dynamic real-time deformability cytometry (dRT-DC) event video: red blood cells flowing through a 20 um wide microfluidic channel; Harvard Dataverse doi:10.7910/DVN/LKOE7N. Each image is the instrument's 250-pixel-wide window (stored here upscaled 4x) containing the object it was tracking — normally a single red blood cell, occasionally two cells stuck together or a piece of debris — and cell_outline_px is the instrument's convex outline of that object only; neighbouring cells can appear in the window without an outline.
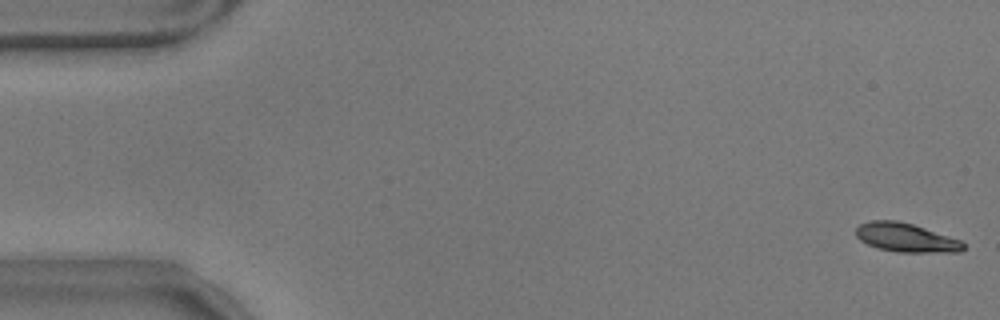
{"species": "common noctule bat (a hibernating species)", "species_latin": "Nyctalus noctula", "temperature_condition": "warm", "stored_images_in_passage": 57, "camera_frame_rate_fps": 3000, "um_per_image_px": 0.085, "animal": {"sex": "male", "body_mass_g": 17.9}, "frame": {"image": 1, "passage_image": 1, "time_ms": 0.0, "image_size_px": [1000, 320], "cell_outline_px": [[964, 248], [960, 252], [900, 252], [876, 248], [860, 240], [856, 236], [856, 228], [860, 224], [872, 220], [896, 220], [912, 224], [960, 240], [964, 244]], "centroid_in_image_um": [76.98, 20.2], "position_along_channel_um": 8.0, "area_um2": 17.86}}
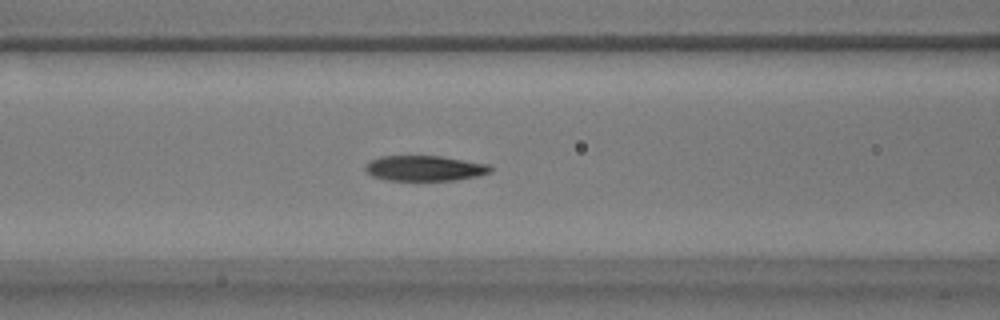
{"frame": {"image": 2, "passage_image": 23, "time_ms": 7.333, "image_size_px": [1000, 320], "cell_outline_px": [[492, 172], [480, 176], [456, 180], [388, 180], [372, 176], [364, 168], [364, 164], [368, 160], [380, 156], [440, 156], [488, 164], [492, 168]], "centroid_in_image_um": [36.09, 14.3], "position_along_channel_um": 130.5, "area_um2": 18.61}}
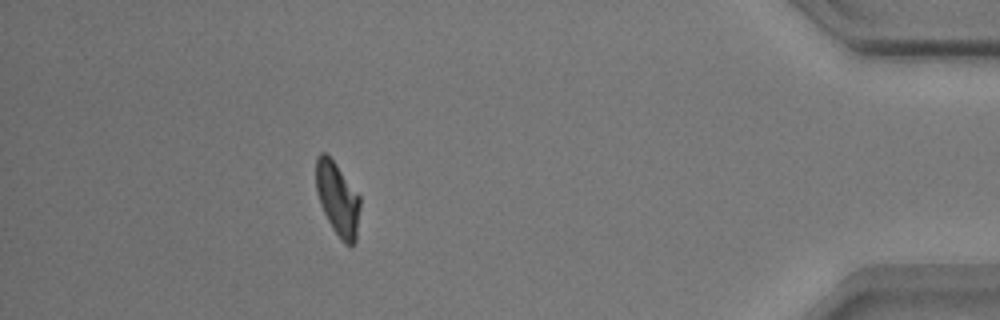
{"frame": {"image": 3, "passage_image": 51, "time_ms": 16.667, "image_size_px": [1000, 320], "cell_outline_px": [[360, 208], [356, 244], [344, 244], [332, 228], [320, 204], [316, 192], [316, 156], [320, 152], [324, 152], [336, 164], [360, 196]], "centroid_in_image_um": [28.7, 16.92], "position_along_channel_um": 406.5, "area_um2": 18.84}, "authors_computed_cell_mechanics": {"area_um2": 18.9584, "velocity_mm_per_s": 3.5149, "shape_relaxation_time_tau1_ms": 4.3938, "shape_relaxation_time_tau2_ms": 2.5324, "deformation_change_tau1": 0.1562, "deformation_change_tau2": 0.0824}}